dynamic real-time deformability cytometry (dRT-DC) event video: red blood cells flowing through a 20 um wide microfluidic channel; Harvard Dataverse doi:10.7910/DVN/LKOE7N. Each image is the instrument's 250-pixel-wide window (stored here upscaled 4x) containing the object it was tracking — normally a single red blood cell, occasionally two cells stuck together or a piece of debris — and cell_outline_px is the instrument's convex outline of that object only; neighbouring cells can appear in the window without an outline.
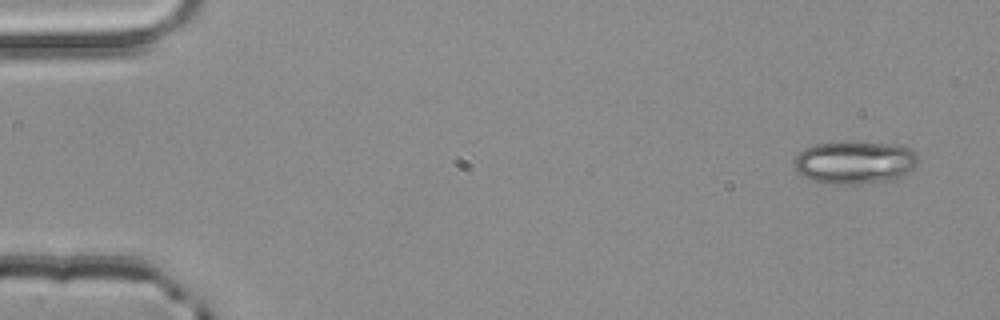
{"species": "common noctule bat (a hibernating species)", "species_latin": "Nyctalus noctula", "temperature_condition": "room temperature", "stored_images_in_passage": 4, "camera_frame_rate_fps": 3000, "um_per_image_px": 0.085, "animal": {"sex": "male", "body_mass_g": 20.4}, "frame": {"image": 1, "passage_image": 1, "time_ms": 0.0, "image_size_px": [1000, 320], "cell_outline_px": [[920, 156], [916, 164], [908, 176], [896, 180], [852, 184], [832, 184], [812, 180], [800, 176], [796, 172], [792, 160], [804, 148], [816, 144], [844, 140], [856, 140], [904, 144], [916, 152]], "centroid_in_image_um": [72.71, 13.77], "position_along_channel_um": 12.3, "area_um2": 32.48}}